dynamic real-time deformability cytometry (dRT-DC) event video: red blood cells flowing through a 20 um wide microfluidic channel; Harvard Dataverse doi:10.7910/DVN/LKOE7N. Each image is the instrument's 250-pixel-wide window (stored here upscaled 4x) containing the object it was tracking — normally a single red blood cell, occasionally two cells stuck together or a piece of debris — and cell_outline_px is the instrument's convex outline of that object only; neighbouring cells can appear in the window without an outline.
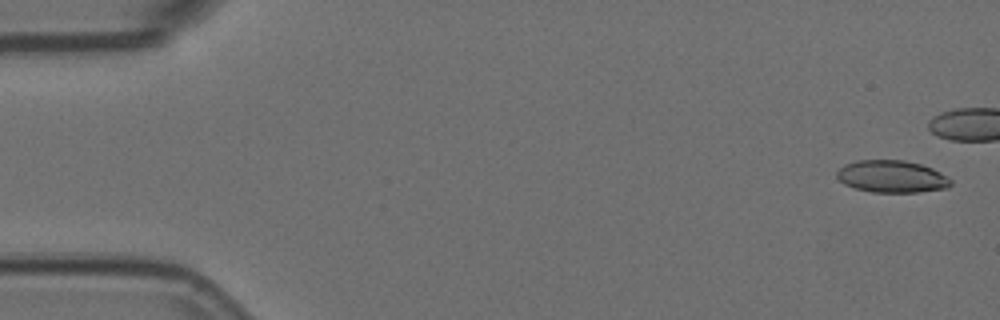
{"species": "Egyptian fruit bat (a non-hibernating species)", "species_latin": "Rousettus aegyptiacus", "temperature_condition": "room temperature", "stored_images_in_passage": 6, "camera_frame_rate_fps": 3000, "um_per_image_px": 0.085, "animal": {"sex": "female"}, "frame": {"image": 1, "passage_image": 1, "time_ms": 0.0, "image_size_px": [1000, 320], "cell_outline_px": [[952, 184], [948, 188], [920, 192], [872, 192], [856, 188], [844, 184], [836, 176], [836, 172], [844, 164], [856, 160], [904, 160], [920, 164], [932, 168], [940, 172], [952, 180]], "centroid_in_image_um": [75.81, 15.0], "position_along_channel_um": 9.2, "area_um2": 21.44}}
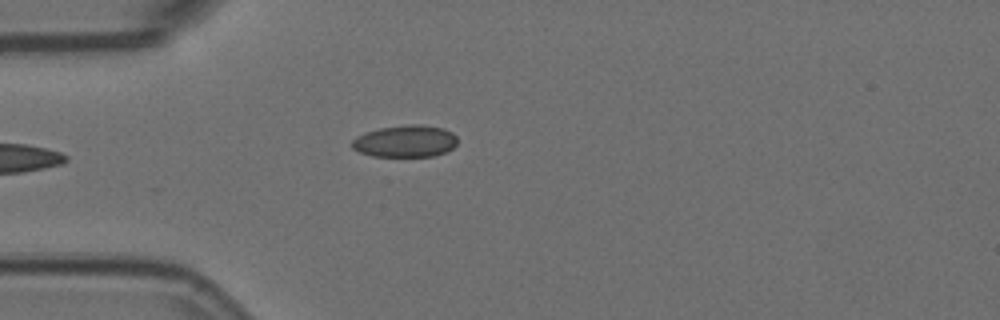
{"frame": {"image": 2, "passage_image": 6, "time_ms": 1.667, "image_size_px": [1000, 320], "cell_outline_px": [[456, 144], [452, 148], [444, 152], [432, 156], [372, 156], [360, 152], [352, 148], [352, 140], [356, 136], [364, 132], [380, 128], [408, 124], [420, 124], [444, 128], [452, 132], [456, 136]], "centroid_in_image_um": [34.43, 11.99], "position_along_channel_um": 50.6, "area_um2": 19.65}}